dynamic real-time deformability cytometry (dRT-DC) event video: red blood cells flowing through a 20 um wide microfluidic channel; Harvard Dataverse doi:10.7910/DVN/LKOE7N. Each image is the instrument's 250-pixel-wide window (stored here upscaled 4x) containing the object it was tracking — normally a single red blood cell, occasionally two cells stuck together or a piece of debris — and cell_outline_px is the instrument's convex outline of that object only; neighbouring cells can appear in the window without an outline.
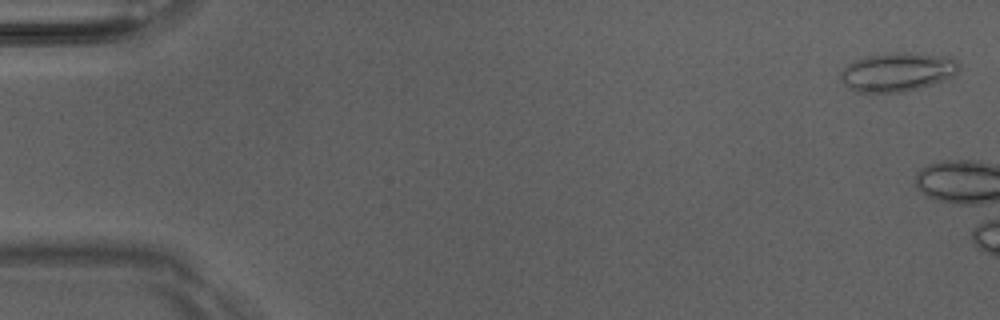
{"species": "Egyptian fruit bat (a non-hibernating species)", "species_latin": "Rousettus aegyptiacus", "temperature_condition": "room temperature", "stored_images_in_passage": 7, "camera_frame_rate_fps": 3000, "um_per_image_px": 0.085, "animal": {"sex": "male"}, "frame": {"image": 1, "passage_image": 2, "time_ms": 0.333, "image_size_px": [1000, 320], "cell_outline_px": [[960, 68], [952, 76], [944, 80], [920, 88], [904, 92], [856, 92], [848, 88], [840, 80], [840, 72], [852, 60], [884, 52], [904, 52], [952, 56], [960, 64]], "centroid_in_image_um": [76.27, 6.1], "position_along_channel_um": 8.7, "area_um2": 27.22}}